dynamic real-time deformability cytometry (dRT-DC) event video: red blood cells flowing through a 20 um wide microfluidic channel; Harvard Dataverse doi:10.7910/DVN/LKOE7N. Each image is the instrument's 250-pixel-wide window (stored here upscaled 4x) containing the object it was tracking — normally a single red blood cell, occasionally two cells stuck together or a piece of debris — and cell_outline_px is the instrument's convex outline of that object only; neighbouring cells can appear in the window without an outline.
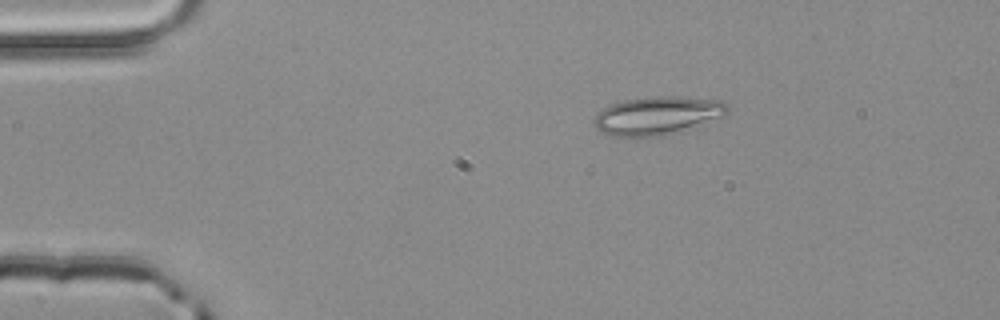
{"species": "common noctule bat (a hibernating species)", "species_latin": "Nyctalus noctula", "temperature_condition": "room temperature", "stored_images_in_passage": 3, "camera_frame_rate_fps": 3000, "um_per_image_px": 0.085, "animal": {"sex": "male", "body_mass_g": 20.4}, "frame": {"image": 1, "passage_image": 3, "time_ms": 0.667, "image_size_px": [1000, 320], "cell_outline_px": [[728, 112], [724, 116], [680, 132], [660, 136], [612, 136], [596, 132], [592, 120], [608, 104], [624, 100], [652, 96], [676, 96], [720, 100], [728, 104]], "centroid_in_image_um": [55.85, 9.83], "position_along_channel_um": 29.1, "area_um2": 30.11}}